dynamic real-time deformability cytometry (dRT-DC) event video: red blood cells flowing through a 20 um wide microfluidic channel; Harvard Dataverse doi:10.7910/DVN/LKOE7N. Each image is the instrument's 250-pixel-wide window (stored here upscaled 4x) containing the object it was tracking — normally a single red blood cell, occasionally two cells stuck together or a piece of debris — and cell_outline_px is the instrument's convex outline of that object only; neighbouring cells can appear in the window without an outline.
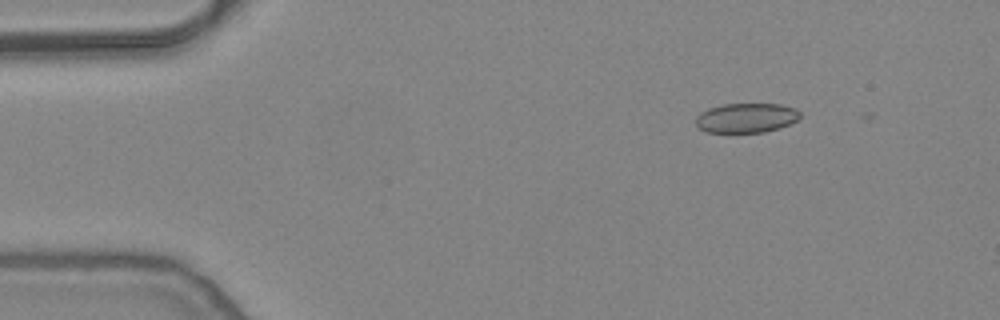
{"species": "common noctule bat (a hibernating species)", "species_latin": "Nyctalus noctula", "temperature_condition": "warm", "stored_images_in_passage": 4, "camera_frame_rate_fps": 3000, "um_per_image_px": 0.085, "animal": {"sex": "female", "body_mass_g": 24.6, "forearm_length_mm": 56.2}, "frame": {"image": 1, "passage_image": 3, "time_ms": 0.667, "image_size_px": [1000, 320], "cell_outline_px": [[800, 116], [796, 120], [780, 128], [764, 132], [704, 132], [696, 124], [696, 116], [700, 112], [708, 108], [724, 104], [780, 104], [796, 108], [800, 112]], "centroid_in_image_um": [63.42, 10.01], "position_along_channel_um": 21.6, "area_um2": 17.98}}